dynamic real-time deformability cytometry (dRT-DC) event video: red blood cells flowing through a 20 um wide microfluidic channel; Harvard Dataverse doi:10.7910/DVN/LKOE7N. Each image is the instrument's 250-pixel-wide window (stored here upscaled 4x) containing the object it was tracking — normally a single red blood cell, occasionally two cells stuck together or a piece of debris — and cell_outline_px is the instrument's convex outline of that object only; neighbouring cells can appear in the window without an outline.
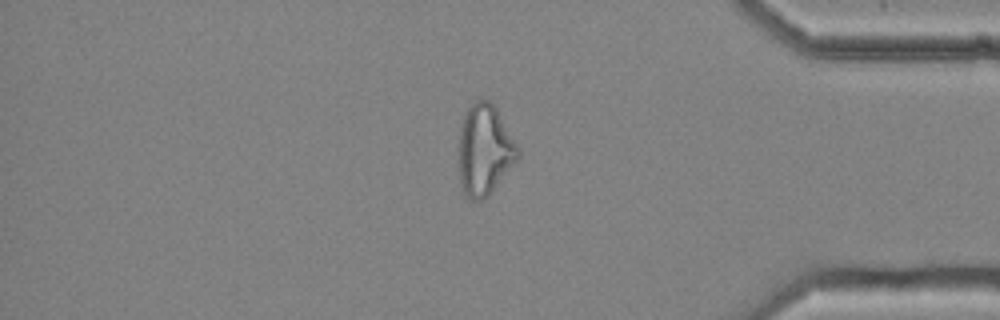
{"species": "common noctule bat (a hibernating species)", "species_latin": "Nyctalus noctula", "temperature_condition": "cold", "stored_images_in_passage": 55, "camera_frame_rate_fps": 3000, "um_per_image_px": 0.085, "animal": {"sex": "female", "body_mass_g": 25.1}, "frame": {"image": 1, "passage_image": 47, "time_ms": 15.333, "image_size_px": [1000, 320], "cell_outline_px": [[520, 156], [488, 196], [480, 200], [472, 200], [464, 192], [460, 184], [460, 128], [464, 112], [476, 100], [488, 100], [496, 108], [520, 148]], "centroid_in_image_um": [41.21, 12.73], "position_along_channel_um": 394.0, "area_um2": 30.92}}